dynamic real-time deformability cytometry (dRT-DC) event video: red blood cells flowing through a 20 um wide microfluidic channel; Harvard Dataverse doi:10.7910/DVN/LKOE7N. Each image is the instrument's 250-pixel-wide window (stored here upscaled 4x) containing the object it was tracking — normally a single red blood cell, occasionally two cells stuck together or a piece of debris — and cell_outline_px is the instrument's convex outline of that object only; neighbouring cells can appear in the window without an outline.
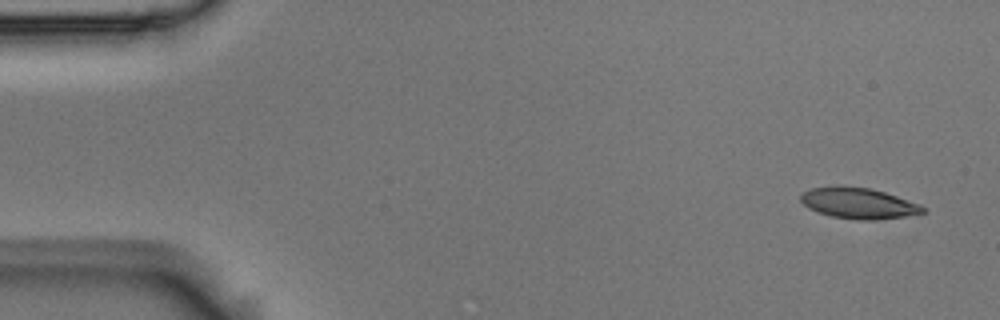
{"species": "Egyptian fruit bat (a non-hibernating species)", "species_latin": "Rousettus aegyptiacus", "temperature_condition": "room temperature", "stored_images_in_passage": 5, "camera_frame_rate_fps": 3000, "um_per_image_px": 0.085, "animal": {"sex": "male"}, "frame": {"image": 1, "passage_image": 1, "time_ms": 0.0, "image_size_px": [1000, 320], "cell_outline_px": [[928, 212], [904, 216], [872, 220], [856, 220], [832, 216], [808, 208], [800, 200], [800, 196], [804, 192], [812, 188], [872, 188], [920, 204], [928, 208]], "centroid_in_image_um": [73.05, 17.31], "position_along_channel_um": 11.9, "area_um2": 21.33}}
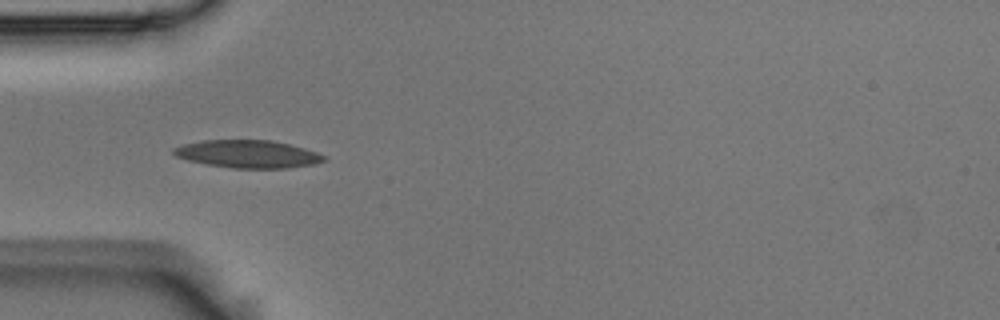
{"frame": {"image": 2, "passage_image": 5, "time_ms": 1.333, "image_size_px": [1000, 320], "cell_outline_px": [[328, 160], [312, 164], [288, 168], [232, 168], [208, 164], [188, 160], [176, 156], [172, 152], [172, 148], [184, 144], [204, 140], [272, 140], [304, 148], [328, 156]], "centroid_in_image_um": [21.09, 13.09], "position_along_channel_um": 63.9, "area_um2": 24.22}}